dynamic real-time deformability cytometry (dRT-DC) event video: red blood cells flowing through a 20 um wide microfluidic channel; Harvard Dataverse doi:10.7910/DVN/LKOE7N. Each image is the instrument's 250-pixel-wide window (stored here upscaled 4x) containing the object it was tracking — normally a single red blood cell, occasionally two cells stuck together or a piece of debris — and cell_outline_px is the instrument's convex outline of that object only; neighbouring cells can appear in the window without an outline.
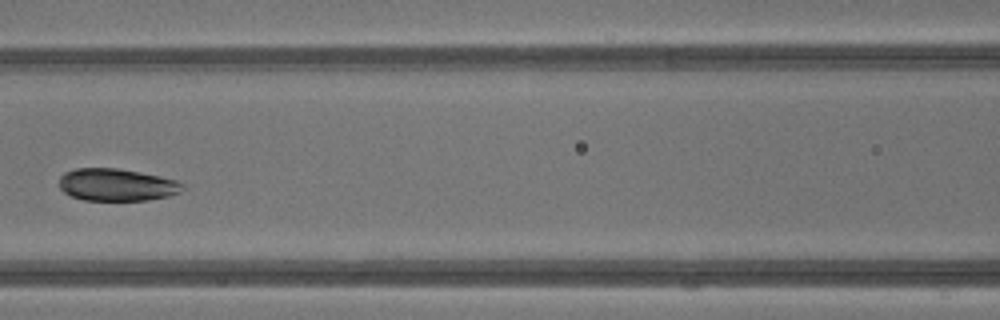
{"species": "common noctule bat (a hibernating species)", "species_latin": "Nyctalus noctula", "temperature_condition": "warm", "stored_images_in_passage": 16, "camera_frame_rate_fps": 3000, "um_per_image_px": 0.085, "animal": {"sex": "male", "body_mass_g": 13.3}, "frame": {"image": 1, "passage_image": 7, "time_ms": 2.0, "image_size_px": [1000, 320], "cell_outline_px": [[184, 188], [180, 192], [168, 196], [148, 200], [84, 200], [72, 196], [64, 192], [60, 188], [60, 176], [64, 172], [76, 168], [116, 168], [140, 172], [160, 176], [176, 180], [184, 184]], "centroid_in_image_um": [9.92, 15.7], "position_along_channel_um": 156.7, "area_um2": 23.24}}